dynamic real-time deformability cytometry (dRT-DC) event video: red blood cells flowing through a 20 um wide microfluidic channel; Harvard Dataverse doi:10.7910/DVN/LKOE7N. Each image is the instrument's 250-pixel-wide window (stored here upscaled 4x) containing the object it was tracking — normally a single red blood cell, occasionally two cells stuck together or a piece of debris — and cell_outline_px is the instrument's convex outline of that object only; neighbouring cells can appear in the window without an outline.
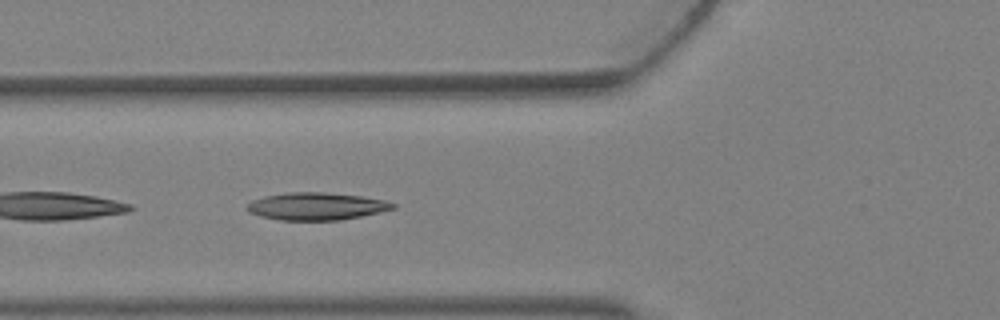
{"species": "Egyptian fruit bat (a non-hibernating species)", "species_latin": "Rousettus aegyptiacus", "temperature_condition": "warm", "stored_images_in_passage": 3, "camera_frame_rate_fps": 3000, "um_per_image_px": 0.085, "animal": {"sex": "female"}, "frame": {"image": 1, "passage_image": 3, "time_ms": 0.667, "image_size_px": [1000, 320], "cell_outline_px": [[396, 208], [380, 212], [340, 220], [280, 220], [260, 216], [248, 212], [244, 208], [252, 200], [264, 196], [288, 192], [324, 192], [360, 196], [384, 200], [396, 204]], "centroid_in_image_um": [26.86, 17.53], "position_along_channel_um": 98.9, "area_um2": 23.35}}